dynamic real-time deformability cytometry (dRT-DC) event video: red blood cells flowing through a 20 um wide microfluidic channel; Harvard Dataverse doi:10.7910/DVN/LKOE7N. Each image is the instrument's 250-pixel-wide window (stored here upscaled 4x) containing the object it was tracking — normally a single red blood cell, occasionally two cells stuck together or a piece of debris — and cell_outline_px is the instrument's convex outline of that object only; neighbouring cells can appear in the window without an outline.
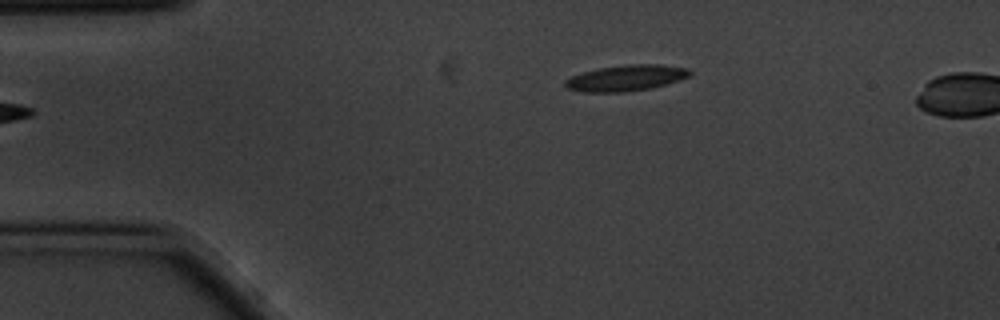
{"species": "common noctule bat (a hibernating species)", "species_latin": "Nyctalus noctula", "temperature_condition": "cold", "stored_images_in_passage": 2, "camera_frame_rate_fps": 3000, "um_per_image_px": 0.085, "animal": {"sex": "male", "body_mass_g": 20.1, "forearm_length_mm": 53.5}, "frame": {"image": 1, "passage_image": 1, "time_ms": 0.0, "image_size_px": [1000, 320], "cell_outline_px": [[692, 72], [688, 76], [680, 80], [668, 84], [652, 88], [624, 92], [584, 92], [568, 88], [564, 84], [564, 80], [572, 76], [584, 72], [600, 68], [628, 64], [660, 64], [688, 68]], "centroid_in_image_um": [53.25, 6.63], "position_along_channel_um": 31.8, "area_um2": 18.84}}